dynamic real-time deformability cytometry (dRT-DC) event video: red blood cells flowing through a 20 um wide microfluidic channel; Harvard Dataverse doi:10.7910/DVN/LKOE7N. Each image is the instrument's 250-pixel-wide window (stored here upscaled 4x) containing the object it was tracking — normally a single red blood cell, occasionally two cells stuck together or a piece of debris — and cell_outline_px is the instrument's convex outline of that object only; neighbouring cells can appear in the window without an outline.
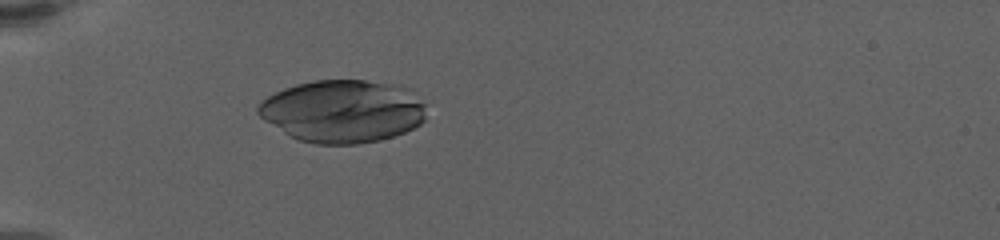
{"species": "human", "species_latin": "Homo sapiens", "temperature_condition": "warm", "stored_images_in_passage": 41, "camera_frame_rate_fps": 3000, "um_per_image_px": 0.085, "donor": {"sex": "female"}, "frame": {"image": 1, "passage_image": 1, "time_ms": 0.0, "image_size_px": [1000, 240], "cell_outline_px": [[424, 120], [420, 124], [404, 132], [380, 140], [356, 144], [316, 144], [300, 140], [288, 136], [264, 120], [256, 112], [256, 108], [268, 96], [284, 88], [296, 84], [312, 80], [364, 80], [392, 84], [404, 88], [424, 104]], "centroid_in_image_um": [29.07, 9.46], "position_along_channel_um": 55.9, "area_um2": 61.04}}
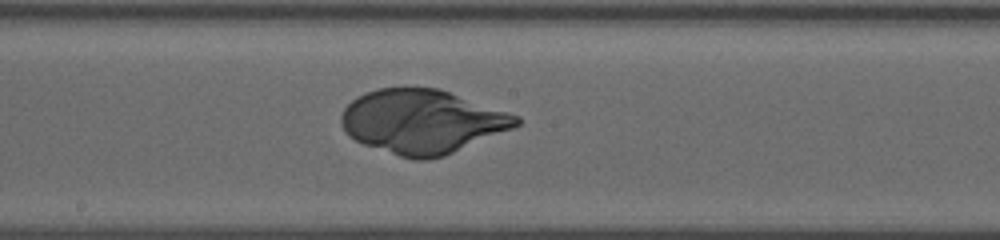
{"frame": {"image": 2, "passage_image": 16, "time_ms": 5.0, "image_size_px": [1000, 240], "cell_outline_px": [[520, 124], [512, 128], [444, 156], [428, 160], [412, 160], [364, 144], [348, 136], [340, 124], [340, 116], [344, 108], [356, 96], [376, 88], [440, 88], [520, 116]], "centroid_in_image_um": [35.86, 10.33], "position_along_channel_um": 212.3, "area_um2": 65.2}}
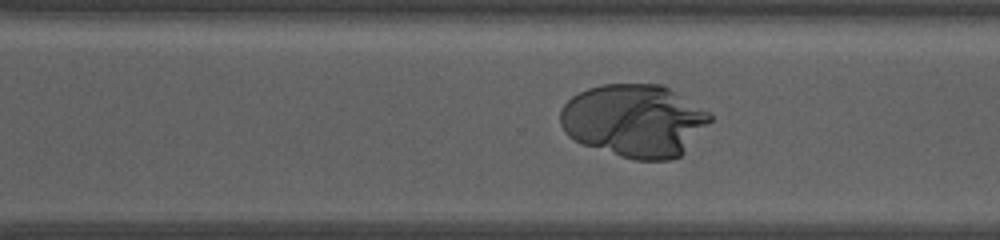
{"frame": {"image": 3, "passage_image": 25, "time_ms": 8.0, "image_size_px": [1000, 240], "cell_outline_px": [[712, 120], [684, 152], [680, 156], [668, 160], [636, 160], [620, 156], [584, 144], [568, 136], [564, 132], [560, 124], [560, 112], [564, 104], [572, 96], [588, 88], [604, 84], [664, 84], [708, 112], [712, 116]], "centroid_in_image_um": [53.91, 10.24], "position_along_channel_um": 316.7, "area_um2": 63.35}}